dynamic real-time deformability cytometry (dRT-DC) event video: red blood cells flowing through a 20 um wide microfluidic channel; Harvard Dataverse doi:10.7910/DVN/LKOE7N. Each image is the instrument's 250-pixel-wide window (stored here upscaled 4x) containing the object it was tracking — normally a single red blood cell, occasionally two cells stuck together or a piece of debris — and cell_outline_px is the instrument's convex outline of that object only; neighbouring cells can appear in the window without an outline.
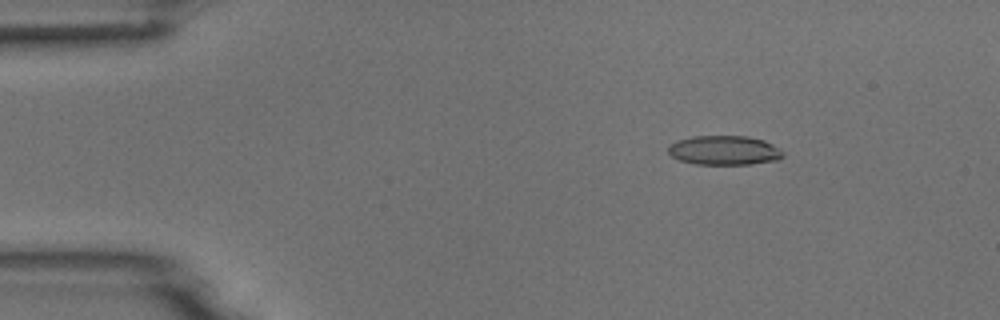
{"species": "common noctule bat (a hibernating species)", "species_latin": "Nyctalus noctula", "temperature_condition": "room temperature", "stored_images_in_passage": 52, "camera_frame_rate_fps": 3000, "um_per_image_px": 0.085, "animal": {"sex": "male", "body_mass_g": 18.8}, "frame": {"image": 1, "passage_image": 8, "time_ms": 2.333, "image_size_px": [1000, 320], "cell_outline_px": [[784, 156], [776, 160], [752, 164], [692, 164], [680, 160], [672, 156], [668, 152], [668, 144], [676, 140], [692, 136], [748, 136], [764, 140], [780, 148], [784, 152]], "centroid_in_image_um": [61.55, 12.77], "position_along_channel_um": 23.4, "area_um2": 19.83}}
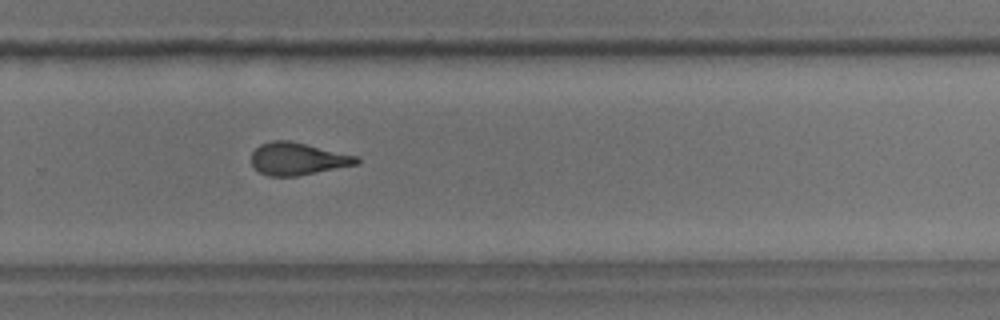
{"frame": {"image": 2, "passage_image": 35, "time_ms": 11.333, "image_size_px": [1000, 320], "cell_outline_px": [[360, 164], [296, 176], [268, 176], [260, 172], [252, 164], [252, 152], [260, 144], [272, 140], [288, 140], [360, 156]], "centroid_in_image_um": [25.34, 13.49], "position_along_channel_um": 304.5, "area_um2": 19.94}}
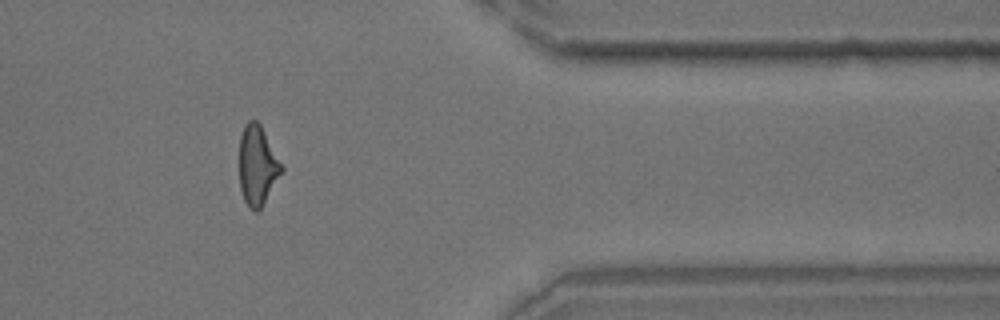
{"frame": {"image": 3, "passage_image": 43, "time_ms": 14.0, "image_size_px": [1000, 320], "cell_outline_px": [[284, 172], [260, 208], [256, 212], [248, 208], [244, 200], [240, 188], [240, 136], [244, 124], [248, 120], [256, 120], [260, 124], [284, 168]], "centroid_in_image_um": [21.89, 14.07], "position_along_channel_um": 389.5, "area_um2": 19.59}}